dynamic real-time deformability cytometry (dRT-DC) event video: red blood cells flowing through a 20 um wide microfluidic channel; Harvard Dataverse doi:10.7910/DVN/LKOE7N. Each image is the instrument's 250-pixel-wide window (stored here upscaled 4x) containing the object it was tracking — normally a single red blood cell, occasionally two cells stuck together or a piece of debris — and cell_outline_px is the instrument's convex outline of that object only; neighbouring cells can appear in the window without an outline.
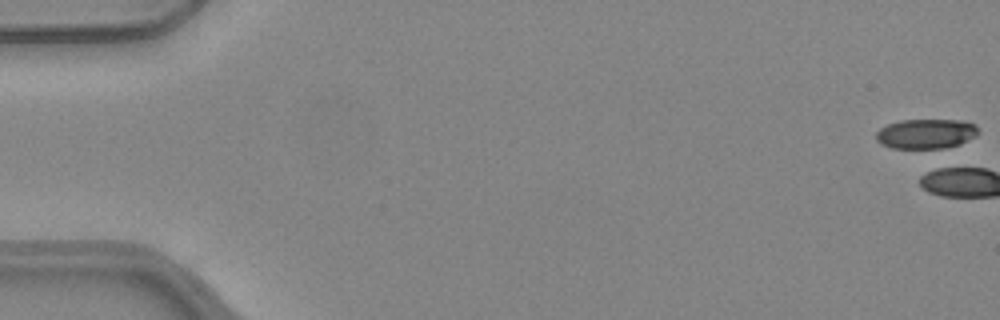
{"species": "common noctule bat (a hibernating species)", "species_latin": "Nyctalus noctula", "temperature_condition": "warm", "stored_images_in_passage": 54, "camera_frame_rate_fps": 3000, "um_per_image_px": 0.085, "animal": {"sex": "female", "body_mass_g": 24.6, "forearm_length_mm": 56.2}, "frame": {"image": 1, "passage_image": 1, "time_ms": 0.0, "image_size_px": [1000, 320], "cell_outline_px": [[980, 132], [976, 136], [960, 144], [936, 152], [892, 148], [880, 144], [876, 140], [876, 132], [880, 128], [888, 124], [900, 120], [960, 120], [976, 124]], "centroid_in_image_um": [78.72, 11.43], "position_along_channel_um": 6.3, "area_um2": 18.73}}
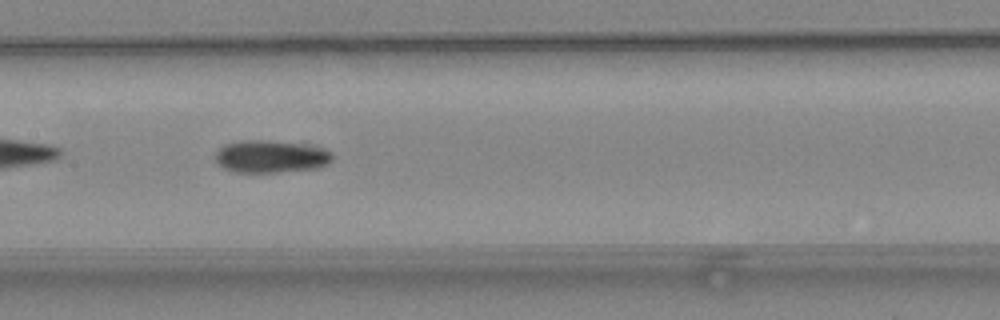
{"frame": {"image": 2, "passage_image": 28, "time_ms": 9.0, "image_size_px": [1000, 320], "cell_outline_px": [[332, 160], [328, 164], [312, 168], [280, 172], [236, 172], [224, 168], [216, 164], [216, 152], [224, 144], [240, 140], [268, 140], [320, 148], [332, 152]], "centroid_in_image_um": [22.95, 13.31], "position_along_channel_um": 184.5, "area_um2": 21.79}}
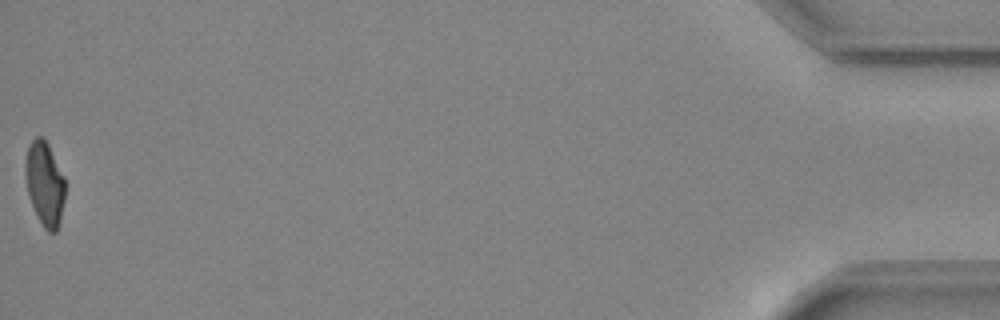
{"frame": {"image": 3, "passage_image": 54, "time_ms": 17.667, "image_size_px": [1000, 320], "cell_outline_px": [[64, 200], [60, 220], [56, 232], [48, 232], [44, 228], [32, 204], [28, 192], [24, 172], [24, 164], [28, 144], [36, 136], [44, 136], [64, 176]], "centroid_in_image_um": [3.79, 15.56], "position_along_channel_um": 431.4, "area_um2": 19.42}, "authors_computed_cell_mechanics": {"area_um2": 21.386, "velocity_mm_per_s": 4.024, "shape_relaxation_time_tau1_ms": null, "shape_relaxation_time_tau2_ms": 3.5301, "deformation_change_tau1": null, "deformation_change_tau2": 0.1064}}